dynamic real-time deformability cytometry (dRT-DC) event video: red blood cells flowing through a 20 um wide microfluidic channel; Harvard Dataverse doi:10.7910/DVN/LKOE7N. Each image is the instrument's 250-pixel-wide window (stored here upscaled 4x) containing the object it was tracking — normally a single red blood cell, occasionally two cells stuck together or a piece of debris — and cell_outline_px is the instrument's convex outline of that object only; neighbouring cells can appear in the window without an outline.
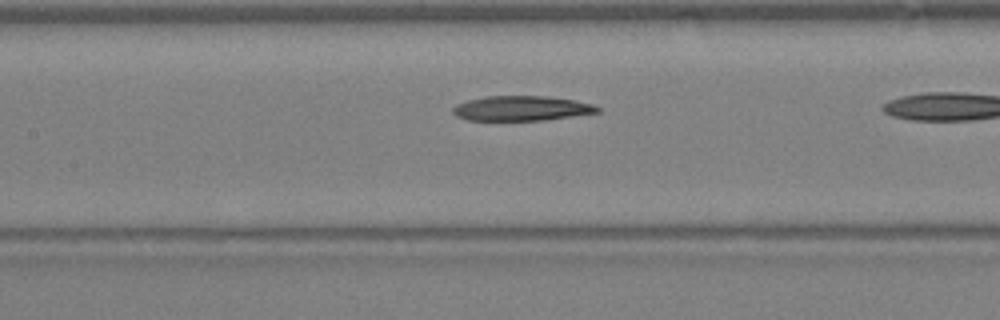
{"species": "Egyptian fruit bat (a non-hibernating species)", "species_latin": "Rousettus aegyptiacus", "temperature_condition": "warm", "stored_images_in_passage": 15, "camera_frame_rate_fps": 3000, "um_per_image_px": 0.085, "animal": {"sex": "female"}, "frame": {"image": 1, "passage_image": 13, "time_ms": 4.0, "image_size_px": [1000, 320], "cell_outline_px": [[600, 112], [544, 120], [468, 120], [456, 116], [452, 112], [452, 108], [456, 104], [468, 100], [488, 96], [548, 96], [576, 100], [592, 104], [600, 108]], "centroid_in_image_um": [44.33, 9.2], "position_along_channel_um": 163.1, "area_um2": 20.92}}